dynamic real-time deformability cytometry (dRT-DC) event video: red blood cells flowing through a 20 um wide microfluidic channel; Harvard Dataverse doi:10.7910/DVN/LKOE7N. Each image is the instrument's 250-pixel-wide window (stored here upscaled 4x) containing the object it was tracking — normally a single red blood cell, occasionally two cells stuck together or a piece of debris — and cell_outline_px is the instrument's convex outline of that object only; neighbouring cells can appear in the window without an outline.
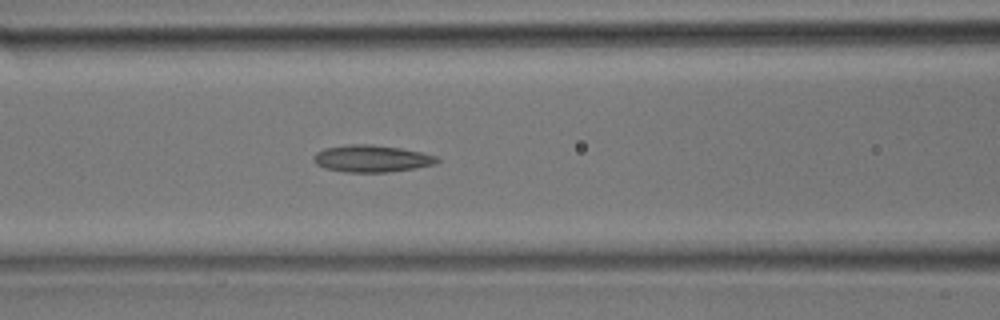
{"species": "common noctule bat (a hibernating species)", "species_latin": "Nyctalus noctula", "temperature_condition": "room temperature", "stored_images_in_passage": 31, "camera_frame_rate_fps": 3000, "um_per_image_px": 0.085, "animal": {"sex": "male", "body_mass_g": 17.9}, "frame": {"image": 1, "passage_image": 11, "time_ms": 3.333, "image_size_px": [1000, 320], "cell_outline_px": [[440, 160], [436, 164], [416, 168], [388, 172], [348, 172], [324, 168], [316, 164], [312, 160], [316, 152], [324, 148], [348, 144], [372, 144], [400, 148], [420, 152], [436, 156]], "centroid_in_image_um": [31.58, 13.48], "position_along_channel_um": 135.0, "area_um2": 19.48}}
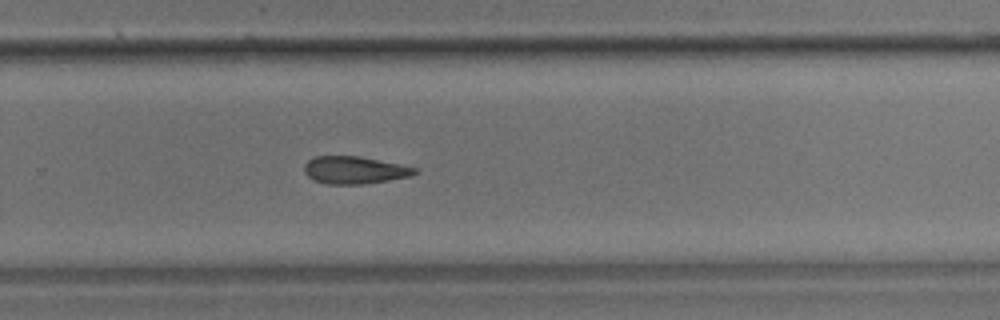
{"frame": {"image": 2, "passage_image": 19, "time_ms": 6.0, "image_size_px": [1000, 320], "cell_outline_px": [[420, 172], [408, 176], [388, 180], [360, 184], [324, 184], [308, 176], [304, 172], [304, 164], [308, 160], [316, 156], [360, 156], [400, 164], [416, 168]], "centroid_in_image_um": [30.12, 14.45], "position_along_channel_um": 299.7, "area_um2": 17.57}}
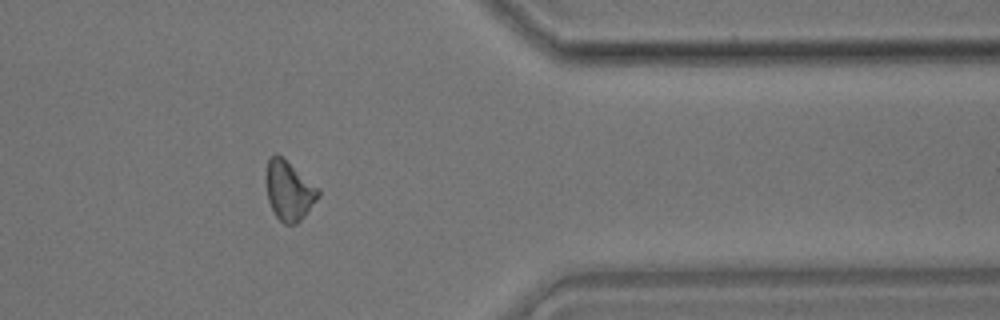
{"frame": {"image": 3, "passage_image": 24, "time_ms": 7.667, "image_size_px": [1000, 320], "cell_outline_px": [[320, 196], [304, 216], [296, 224], [284, 224], [276, 216], [268, 200], [264, 180], [264, 176], [268, 156], [276, 152], [320, 188]], "centroid_in_image_um": [24.53, 16.16], "position_along_channel_um": 386.9, "area_um2": 18.44}}